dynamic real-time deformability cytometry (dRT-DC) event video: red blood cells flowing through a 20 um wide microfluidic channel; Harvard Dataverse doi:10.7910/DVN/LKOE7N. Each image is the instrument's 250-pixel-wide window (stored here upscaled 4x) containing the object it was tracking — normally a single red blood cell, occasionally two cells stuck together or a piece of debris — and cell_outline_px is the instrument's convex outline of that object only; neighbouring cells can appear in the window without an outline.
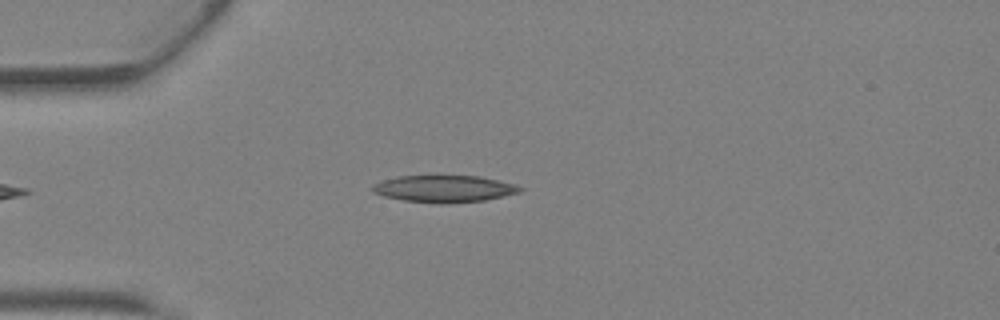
{"species": "Egyptian fruit bat (a non-hibernating species)", "species_latin": "Rousettus aegyptiacus", "temperature_condition": "warm", "stored_images_in_passage": 35, "camera_frame_rate_fps": 3000, "um_per_image_px": 0.085, "animal": {"sex": "female"}, "frame": {"image": 1, "passage_image": 5, "time_ms": 1.333, "image_size_px": [1000, 320], "cell_outline_px": [[524, 188], [520, 192], [484, 200], [444, 204], [440, 204], [404, 200], [384, 196], [372, 192], [368, 188], [372, 184], [396, 176], [480, 176], [516, 184]], "centroid_in_image_um": [37.72, 16.04], "position_along_channel_um": 47.3, "area_um2": 23.24}}
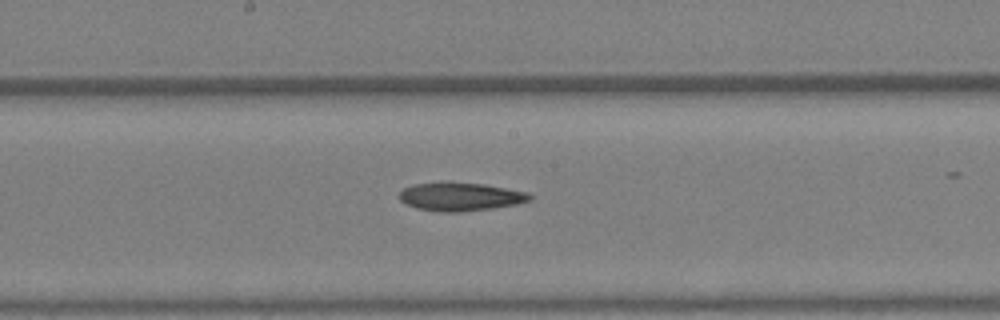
{"frame": {"image": 2, "passage_image": 16, "time_ms": 5.0, "image_size_px": [1000, 320], "cell_outline_px": [[532, 200], [516, 204], [492, 208], [460, 212], [436, 212], [416, 208], [400, 200], [396, 196], [404, 188], [412, 184], [448, 180], [484, 184], [528, 192], [532, 196]], "centroid_in_image_um": [39.09, 16.69], "position_along_channel_um": 209.1, "area_um2": 22.14}}
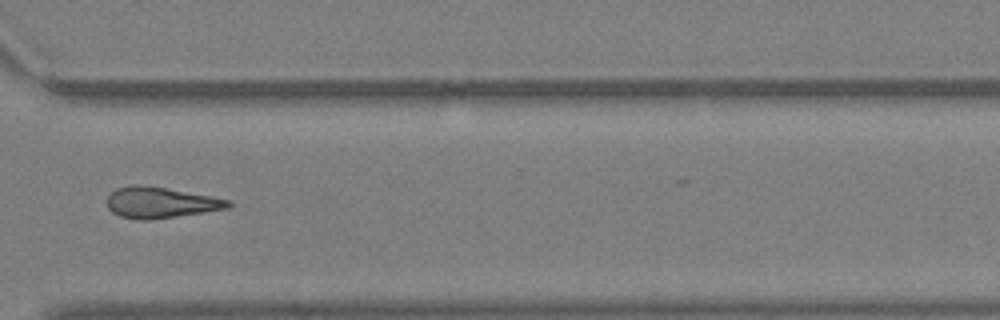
{"frame": {"image": 3, "passage_image": 25, "time_ms": 8.0, "image_size_px": [1000, 320], "cell_outline_px": [[232, 204], [228, 208], [204, 212], [148, 220], [140, 220], [120, 216], [112, 212], [108, 208], [108, 196], [116, 188], [132, 184], [136, 184], [164, 188], [212, 196], [232, 200]], "centroid_in_image_um": [13.65, 17.22], "position_along_channel_um": 357.0, "area_um2": 21.68}}